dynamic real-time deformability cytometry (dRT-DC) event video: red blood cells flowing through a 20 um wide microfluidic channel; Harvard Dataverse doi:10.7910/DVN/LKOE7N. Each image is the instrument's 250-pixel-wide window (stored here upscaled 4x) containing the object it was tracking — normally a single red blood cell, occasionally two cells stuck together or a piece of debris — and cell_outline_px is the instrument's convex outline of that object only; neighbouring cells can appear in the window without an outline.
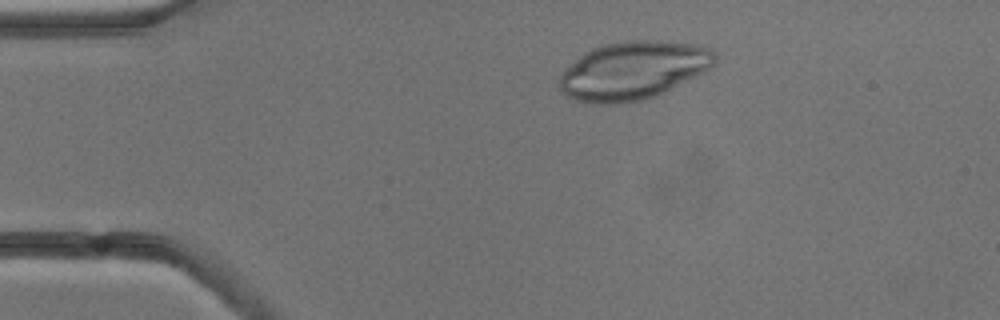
{"species": "common noctule bat (a hibernating species)", "species_latin": "Nyctalus noctula", "temperature_condition": "cold", "stored_images_in_passage": 5, "camera_frame_rate_fps": 3000, "um_per_image_px": 0.085, "animal": {"sex": "male", "body_mass_g": 13.3}, "frame": {"image": 1, "passage_image": 3, "time_ms": 2.333, "image_size_px": [1000, 320], "cell_outline_px": [[716, 64], [664, 92], [640, 100], [620, 104], [592, 104], [576, 100], [560, 92], [560, 76], [564, 68], [584, 52], [592, 48], [604, 44], [624, 40], [660, 40], [696, 44], [712, 48], [716, 52]], "centroid_in_image_um": [53.8, 5.97], "position_along_channel_um": 31.2, "area_um2": 52.83}}